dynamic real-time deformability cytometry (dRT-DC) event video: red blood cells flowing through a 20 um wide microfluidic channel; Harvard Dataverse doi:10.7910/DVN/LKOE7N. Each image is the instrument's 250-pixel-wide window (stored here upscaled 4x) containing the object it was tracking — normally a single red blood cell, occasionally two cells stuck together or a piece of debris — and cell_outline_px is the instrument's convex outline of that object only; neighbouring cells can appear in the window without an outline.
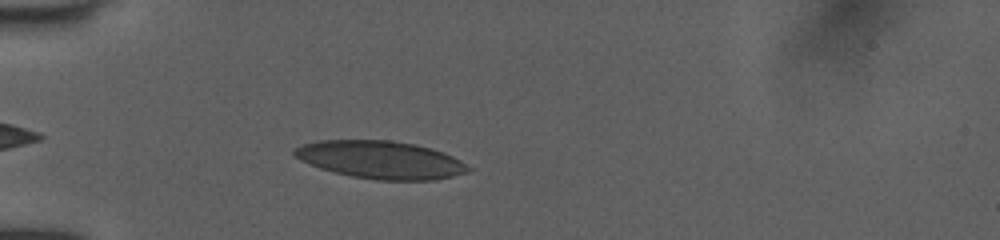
{"species": "human", "species_latin": "Homo sapiens", "temperature_condition": "room temperature", "stored_images_in_passage": 34, "camera_frame_rate_fps": 3000, "um_per_image_px": 0.085, "donor": {"sex": "female"}, "frame": {"image": 1, "passage_image": 4, "time_ms": 1.0, "image_size_px": [1000, 240], "cell_outline_px": [[472, 168], [468, 172], [436, 180], [376, 180], [352, 176], [320, 168], [300, 160], [292, 152], [300, 144], [320, 140], [388, 140], [416, 144], [432, 148], [444, 152], [460, 160]], "centroid_in_image_um": [32.38, 13.58], "position_along_channel_um": 52.6, "area_um2": 38.26}}
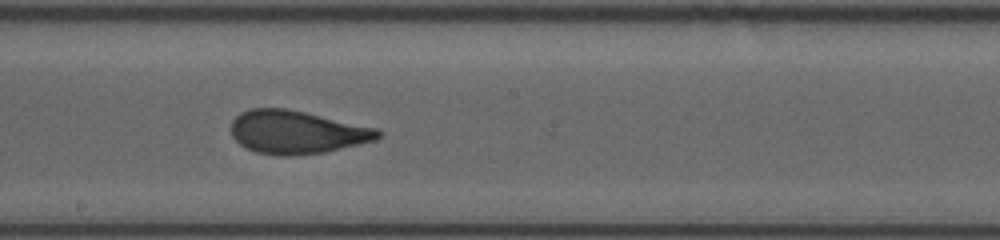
{"frame": {"image": 2, "passage_image": 18, "time_ms": 5.667, "image_size_px": [1000, 240], "cell_outline_px": [[384, 132], [376, 140], [324, 152], [288, 156], [276, 156], [256, 152], [240, 144], [232, 136], [232, 120], [240, 112], [248, 108], [288, 108], [376, 128]], "centroid_in_image_um": [25.21, 11.22], "position_along_channel_um": 223.0, "area_um2": 36.93}}
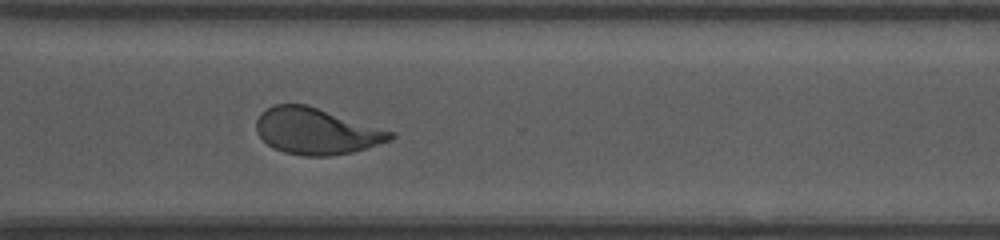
{"frame": {"image": 3, "passage_image": 27, "time_ms": 8.667, "image_size_px": [1000, 240], "cell_outline_px": [[396, 136], [388, 140], [352, 152], [328, 156], [304, 156], [284, 152], [268, 144], [256, 132], [256, 120], [260, 112], [272, 104], [308, 104], [396, 132]], "centroid_in_image_um": [26.87, 11.12], "position_along_channel_um": 343.7, "area_um2": 36.24}, "authors_computed_cell_mechanics": {"area_um2": 36.6452, "velocity_mm_per_s": 4.0375, "shape_relaxation_time_tau1_ms": 6.8512, "shape_relaxation_time_tau2_ms": 0.768, "deformation_change_tau1": 0.2335, "deformation_change_tau2": 0.0784}}